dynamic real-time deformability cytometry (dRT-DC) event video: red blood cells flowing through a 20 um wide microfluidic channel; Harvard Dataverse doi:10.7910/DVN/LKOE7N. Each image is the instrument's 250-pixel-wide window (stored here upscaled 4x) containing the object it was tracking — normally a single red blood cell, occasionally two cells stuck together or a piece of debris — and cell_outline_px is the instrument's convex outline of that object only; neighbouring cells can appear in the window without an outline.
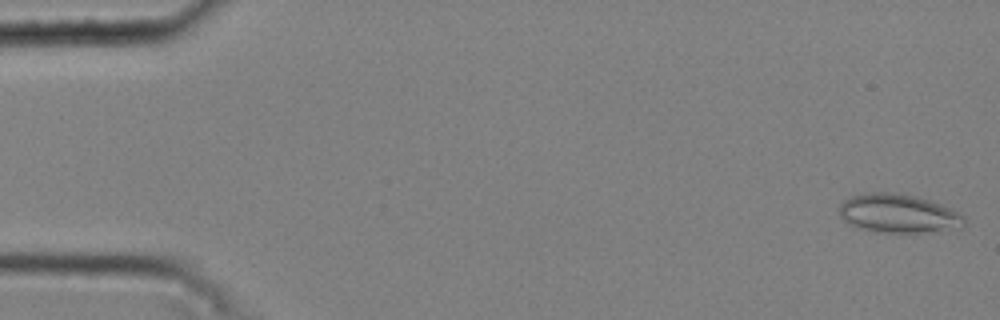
{"species": "common noctule bat (a hibernating species)", "species_latin": "Nyctalus noctula", "temperature_condition": "cold", "stored_images_in_passage": 50, "camera_frame_rate_fps": 3000, "um_per_image_px": 0.085, "animal": {"sex": "male", "body_mass_g": 20.4}, "frame": {"image": 1, "passage_image": 1, "time_ms": 0.0, "image_size_px": [1000, 320], "cell_outline_px": [[964, 224], [960, 228], [916, 232], [876, 232], [856, 228], [844, 220], [840, 216], [840, 204], [844, 200], [852, 196], [864, 192], [892, 192], [916, 196], [940, 204], [964, 216]], "centroid_in_image_um": [76.3, 18.14], "position_along_channel_um": 8.7, "area_um2": 27.98}}
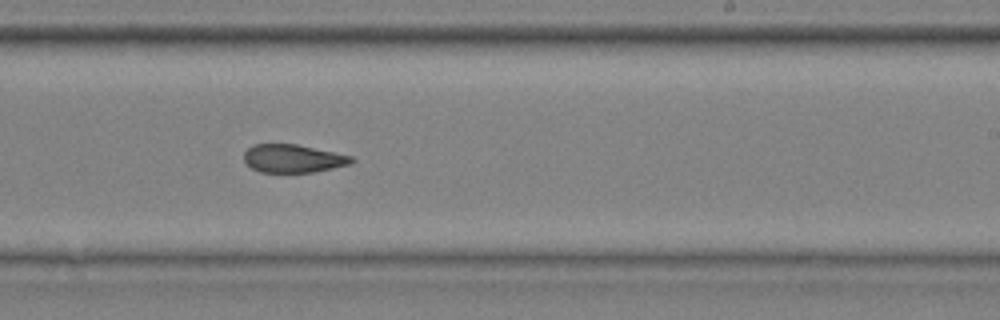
{"frame": {"image": 2, "passage_image": 32, "time_ms": 10.333, "image_size_px": [1000, 320], "cell_outline_px": [[356, 160], [352, 164], [312, 172], [260, 172], [252, 168], [244, 160], [244, 152], [252, 144], [296, 144], [336, 152], [352, 156]], "centroid_in_image_um": [24.93, 13.46], "position_along_channel_um": 264.1, "area_um2": 17.69}}
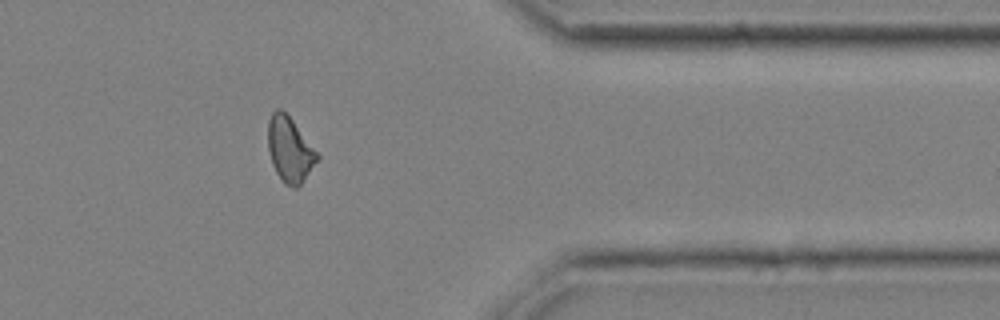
{"frame": {"image": 3, "passage_image": 43, "time_ms": 14.0, "image_size_px": [1000, 320], "cell_outline_px": [[320, 160], [300, 184], [296, 188], [292, 188], [284, 184], [276, 172], [272, 164], [268, 152], [268, 120], [272, 112], [276, 108], [280, 108], [292, 120], [320, 156]], "centroid_in_image_um": [24.62, 12.74], "position_along_channel_um": 386.8, "area_um2": 18.67}, "authors_computed_cell_mechanics": {"area_um2": 18.9006, "velocity_mm_per_s": 3.7639, "shape_relaxation_time_tau1_ms": null, "shape_relaxation_time_tau2_ms": 2.9822, "deformation_change_tau1": null, "deformation_change_tau2": 0.1022}}